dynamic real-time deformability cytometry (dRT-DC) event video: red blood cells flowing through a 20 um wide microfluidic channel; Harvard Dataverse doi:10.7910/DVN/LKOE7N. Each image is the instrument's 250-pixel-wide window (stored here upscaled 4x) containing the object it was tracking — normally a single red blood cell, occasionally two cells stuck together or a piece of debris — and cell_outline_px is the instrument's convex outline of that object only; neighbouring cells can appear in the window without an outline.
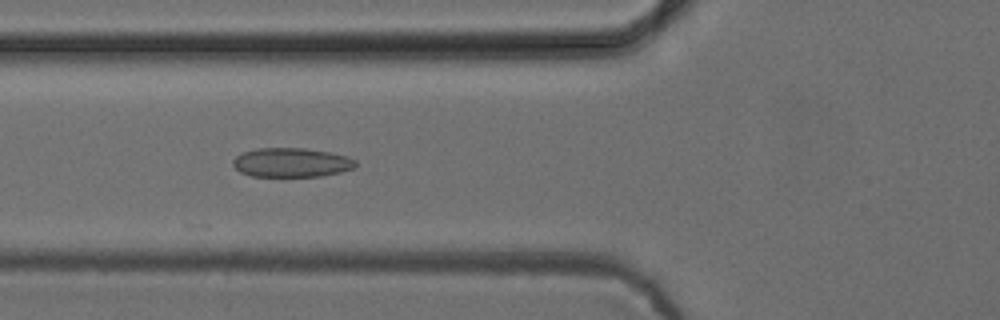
{"species": "common noctule bat (a hibernating species)", "species_latin": "Nyctalus noctula", "temperature_condition": "cold", "stored_images_in_passage": 31, "camera_frame_rate_fps": 3000, "um_per_image_px": 0.085, "animal": {"sex": "female", "body_mass_g": 24.6, "forearm_length_mm": 56.2}, "frame": {"image": 1, "passage_image": 4, "time_ms": 1.0, "image_size_px": [1000, 320], "cell_outline_px": [[356, 164], [352, 168], [340, 172], [320, 176], [252, 176], [240, 172], [232, 164], [232, 160], [240, 152], [256, 148], [304, 148], [332, 152], [348, 156], [356, 160]], "centroid_in_image_um": [24.75, 13.8], "position_along_channel_um": 101.1, "area_um2": 20.98}}
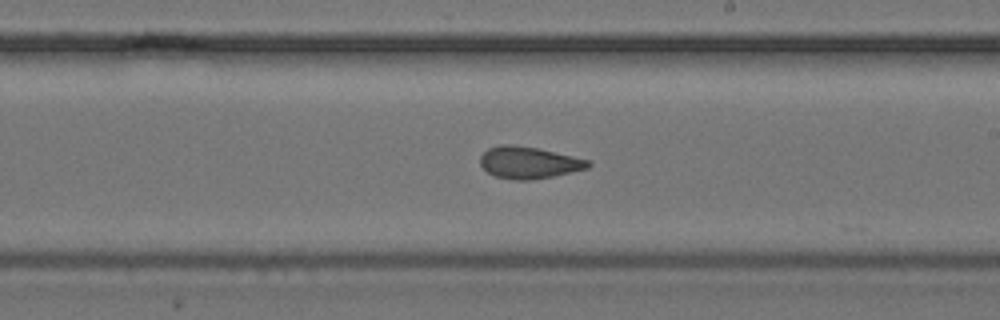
{"frame": {"image": 2, "passage_image": 15, "time_ms": 4.667, "image_size_px": [1000, 320], "cell_outline_px": [[592, 164], [588, 168], [552, 176], [532, 180], [516, 180], [496, 176], [488, 172], [480, 164], [480, 156], [488, 148], [500, 144], [512, 144], [540, 148], [592, 160]], "centroid_in_image_um": [44.98, 13.8], "position_along_channel_um": 244.0, "area_um2": 20.23}}
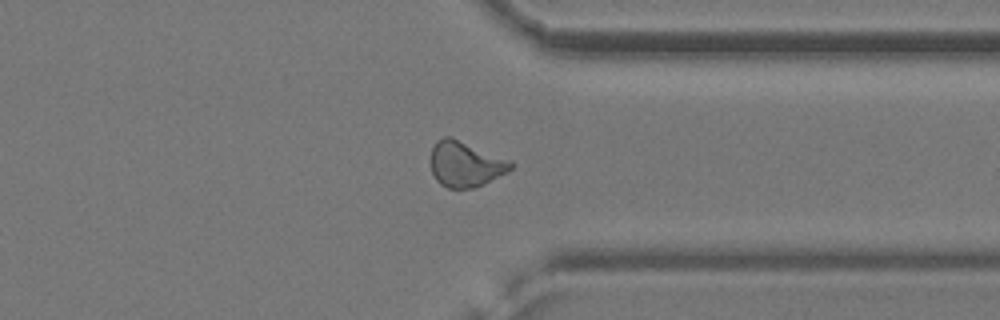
{"frame": {"image": 3, "passage_image": 25, "time_ms": 8.0, "image_size_px": [1000, 320], "cell_outline_px": [[512, 168], [508, 172], [484, 184], [472, 188], [448, 188], [440, 184], [436, 180], [432, 172], [432, 148], [436, 140], [444, 136], [448, 136], [512, 160]], "centroid_in_image_um": [39.58, 13.95], "position_along_channel_um": 371.8, "area_um2": 21.1}, "authors_computed_cell_mechanics": {"area_um2": 20.1144, "velocity_mm_per_s": 3.8906, "shape_relaxation_time_tau1_ms": null, "shape_relaxation_time_tau2_ms": 1.8356, "deformation_change_tau1": null, "deformation_change_tau2": 0.0891}}